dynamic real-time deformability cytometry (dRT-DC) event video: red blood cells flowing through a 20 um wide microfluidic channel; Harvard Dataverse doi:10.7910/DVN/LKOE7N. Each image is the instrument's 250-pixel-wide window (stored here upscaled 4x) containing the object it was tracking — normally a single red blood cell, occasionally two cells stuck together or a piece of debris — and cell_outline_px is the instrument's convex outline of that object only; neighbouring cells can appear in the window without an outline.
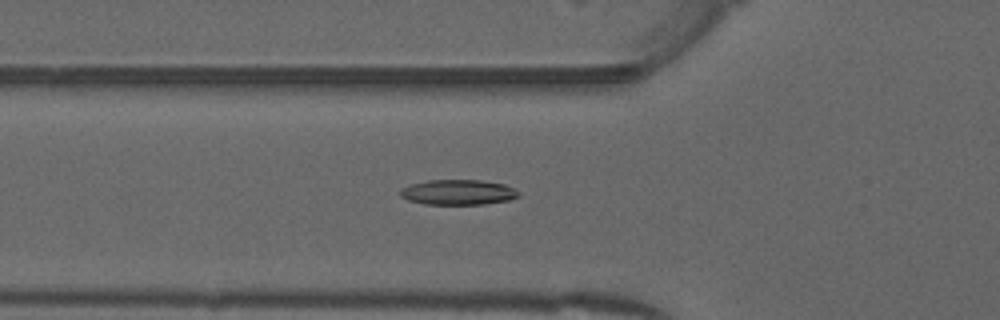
{"species": "common noctule bat (a hibernating species)", "species_latin": "Nyctalus noctula", "temperature_condition": "warm", "stored_images_in_passage": 51, "camera_frame_rate_fps": 3000, "um_per_image_px": 0.085, "animal": {"sex": "male", "forearm_length_mm": 52.5}, "frame": {"image": 1, "passage_image": 18, "time_ms": 5.667, "image_size_px": [1000, 320], "cell_outline_px": [[520, 196], [508, 200], [484, 204], [424, 204], [408, 200], [400, 196], [400, 188], [412, 184], [428, 180], [480, 180], [504, 184], [520, 192]], "centroid_in_image_um": [38.93, 16.34], "position_along_channel_um": 86.9, "area_um2": 17.34}}
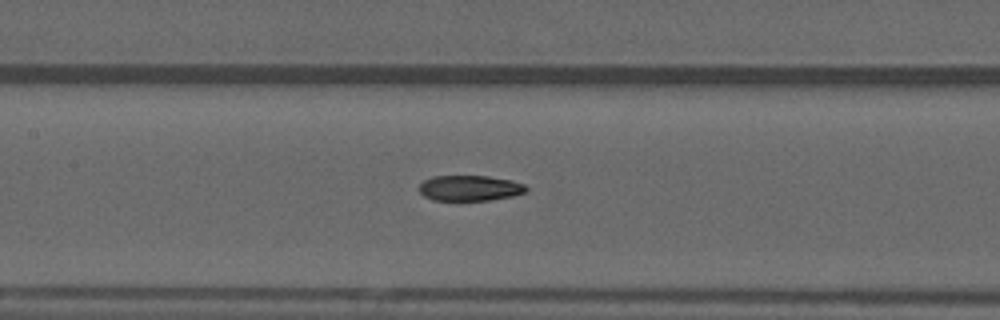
{"frame": {"image": 2, "passage_image": 24, "time_ms": 7.667, "image_size_px": [1000, 320], "cell_outline_px": [[528, 192], [516, 196], [492, 200], [432, 200], [424, 196], [420, 192], [420, 184], [424, 180], [432, 176], [488, 176], [512, 180], [524, 184], [528, 188]], "centroid_in_image_um": [39.99, 15.99], "position_along_channel_um": 167.4, "area_um2": 16.13}}
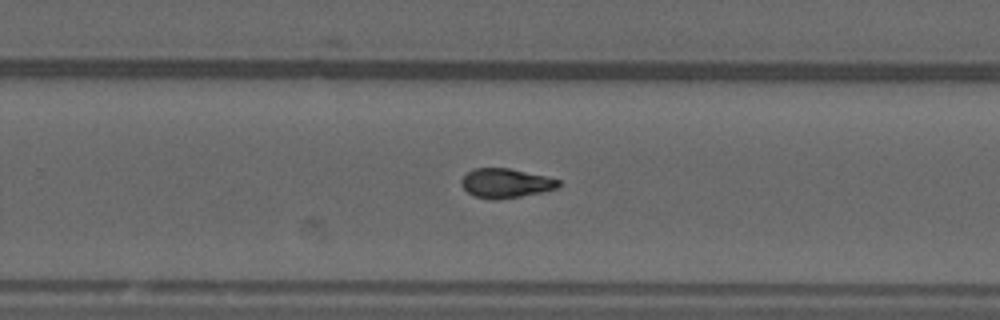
{"frame": {"image": 3, "passage_image": 33, "time_ms": 10.667, "image_size_px": [1000, 320], "cell_outline_px": [[560, 184], [556, 188], [544, 192], [496, 200], [488, 200], [476, 196], [468, 192], [460, 184], [460, 180], [472, 168], [508, 168], [544, 176], [560, 180]], "centroid_in_image_um": [42.95, 15.58], "position_along_channel_um": 286.8, "area_um2": 16.53}, "authors_computed_cell_mechanics": {"area_um2": 16.9354, "velocity_mm_per_s": 4.0043, "shape_relaxation_time_tau1_ms": null, "shape_relaxation_time_tau2_ms": 4.4953, "deformation_change_tau1": null, "deformation_change_tau2": 0.1012}}